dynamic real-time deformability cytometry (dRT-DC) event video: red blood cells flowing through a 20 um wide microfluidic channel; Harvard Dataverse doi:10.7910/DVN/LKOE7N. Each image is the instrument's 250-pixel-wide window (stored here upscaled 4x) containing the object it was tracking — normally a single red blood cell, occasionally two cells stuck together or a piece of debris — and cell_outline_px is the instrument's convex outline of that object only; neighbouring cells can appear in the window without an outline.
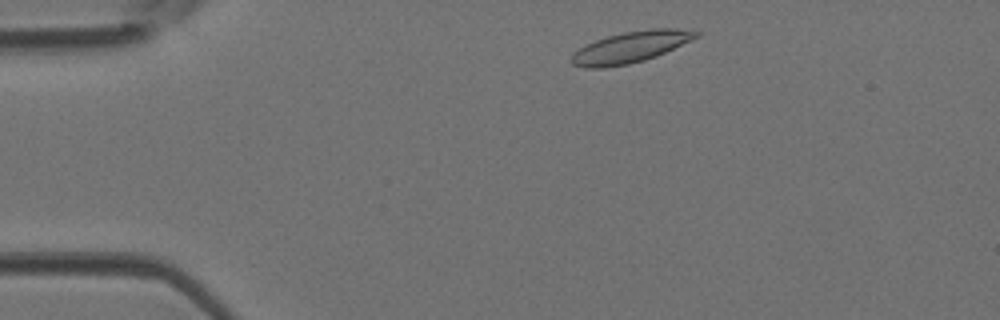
{"species": "Egyptian fruit bat (a non-hibernating species)", "species_latin": "Rousettus aegyptiacus", "temperature_condition": "room temperature", "stored_images_in_passage": 41, "camera_frame_rate_fps": 3000, "um_per_image_px": 0.085, "animal": {"sex": "female"}, "frame": {"image": 1, "passage_image": 3, "time_ms": 0.667, "image_size_px": [1000, 320], "cell_outline_px": [[700, 36], [656, 56], [644, 60], [628, 64], [604, 68], [584, 68], [572, 64], [568, 60], [584, 44], [608, 36], [624, 32], [652, 28], [676, 28], [700, 32]], "centroid_in_image_um": [53.58, 4.01], "position_along_channel_um": 31.4, "area_um2": 22.6}}
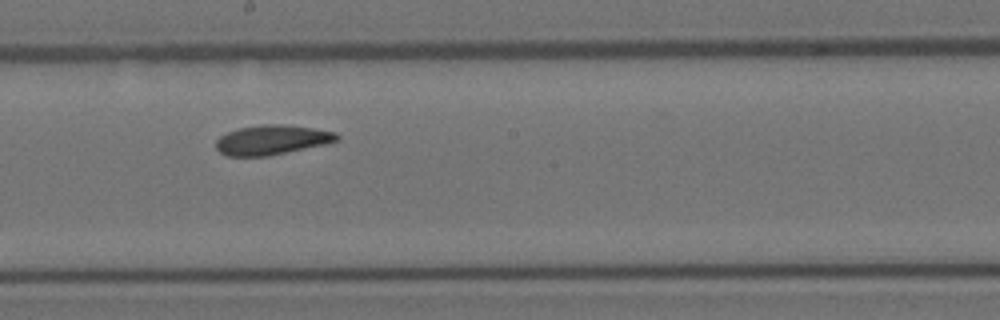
{"frame": {"image": 2, "passage_image": 20, "time_ms": 6.333, "image_size_px": [1000, 320], "cell_outline_px": [[340, 140], [324, 144], [268, 156], [228, 156], [220, 152], [216, 148], [216, 140], [220, 136], [228, 132], [240, 128], [260, 124], [280, 124], [312, 128], [336, 132], [340, 136]], "centroid_in_image_um": [23.11, 11.89], "position_along_channel_um": 225.1, "area_um2": 20.75}}
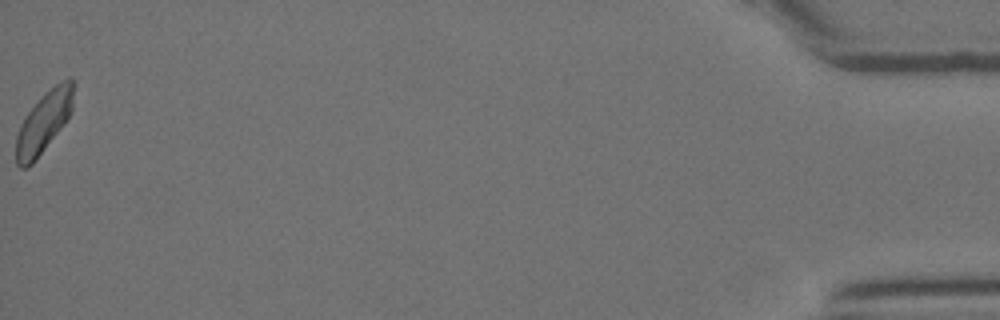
{"frame": {"image": 3, "passage_image": 41, "time_ms": 13.333, "image_size_px": [1000, 320], "cell_outline_px": [[72, 108], [64, 124], [36, 160], [28, 168], [20, 168], [16, 164], [16, 136], [20, 124], [28, 112], [44, 92], [60, 80], [68, 76], [72, 76]], "centroid_in_image_um": [3.7, 10.39], "position_along_channel_um": 431.5, "area_um2": 20.4}}